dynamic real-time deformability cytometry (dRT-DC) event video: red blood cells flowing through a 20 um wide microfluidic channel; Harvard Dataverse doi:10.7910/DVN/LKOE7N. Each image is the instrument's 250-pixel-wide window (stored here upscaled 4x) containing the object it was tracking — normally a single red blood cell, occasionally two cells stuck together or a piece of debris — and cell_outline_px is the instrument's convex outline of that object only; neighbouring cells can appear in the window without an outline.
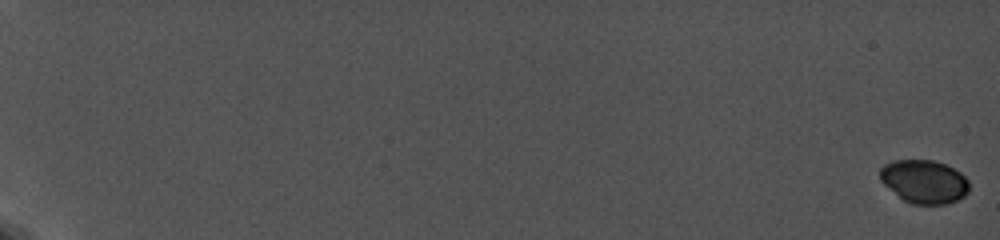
{"species": "common noctule bat (a hibernating species)", "species_latin": "Nyctalus noctula", "temperature_condition": "cold", "stored_images_in_passage": 42, "camera_frame_rate_fps": 5000, "um_per_image_px": 0.085, "animal": {"sex": "female", "body_mass_g": 19.0, "forearm_length_mm": 56.7}, "frame": {"image": 1, "passage_image": 1, "time_ms": 0.0, "image_size_px": [1000, 240], "cell_outline_px": [[968, 192], [964, 196], [948, 204], [912, 204], [904, 200], [884, 184], [880, 180], [880, 168], [884, 164], [892, 160], [932, 160], [944, 164], [960, 172], [968, 180]], "centroid_in_image_um": [78.54, 15.43], "position_along_channel_um": 6.5, "area_um2": 22.43}}
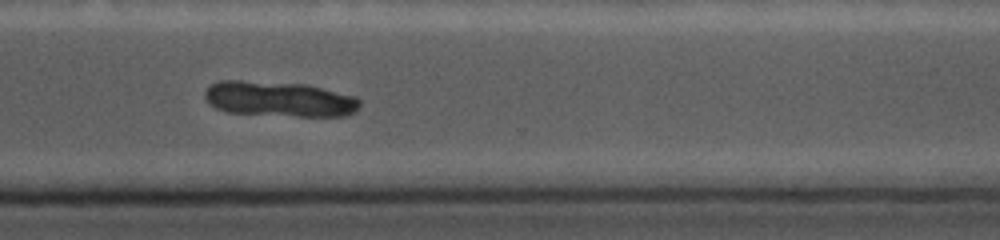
{"frame": {"image": 2, "passage_image": 38, "time_ms": 16.2, "image_size_px": [1000, 240], "cell_outline_px": [[360, 104], [356, 112], [348, 116], [296, 116], [228, 112], [216, 108], [208, 104], [204, 96], [204, 92], [212, 84], [220, 80], [240, 80], [308, 84], [356, 96], [360, 100]], "centroid_in_image_um": [23.76, 8.41], "position_along_channel_um": 346.8, "area_um2": 32.14}}
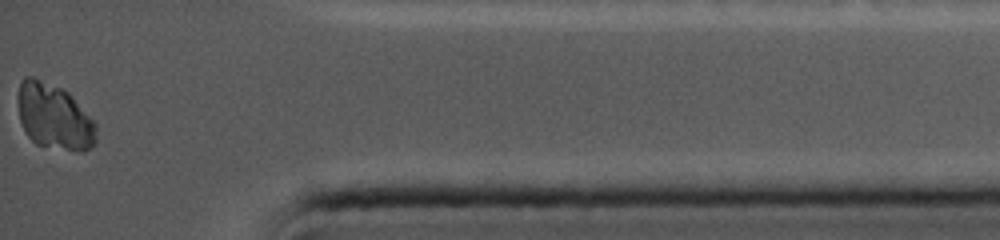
{"frame": {"image": 3, "passage_image": 42, "time_ms": 18.8, "image_size_px": [1000, 240], "cell_outline_px": [[96, 140], [84, 152], [76, 152], [36, 144], [24, 132], [20, 120], [16, 100], [20, 84], [24, 76], [32, 76], [60, 88], [68, 92], [96, 124]], "centroid_in_image_um": [4.57, 9.93], "position_along_channel_um": 430.6, "area_um2": 30.0}, "authors_computed_cell_mechanics": {"area_um2": 27.0215, "velocity_mm_per_s": 3.7212, "shape_relaxation_time_tau1_ms": 2.8808, "shape_relaxation_time_tau2_ms": null, "deformation_change_tau1": 0.0207, "deformation_change_tau2": null}}